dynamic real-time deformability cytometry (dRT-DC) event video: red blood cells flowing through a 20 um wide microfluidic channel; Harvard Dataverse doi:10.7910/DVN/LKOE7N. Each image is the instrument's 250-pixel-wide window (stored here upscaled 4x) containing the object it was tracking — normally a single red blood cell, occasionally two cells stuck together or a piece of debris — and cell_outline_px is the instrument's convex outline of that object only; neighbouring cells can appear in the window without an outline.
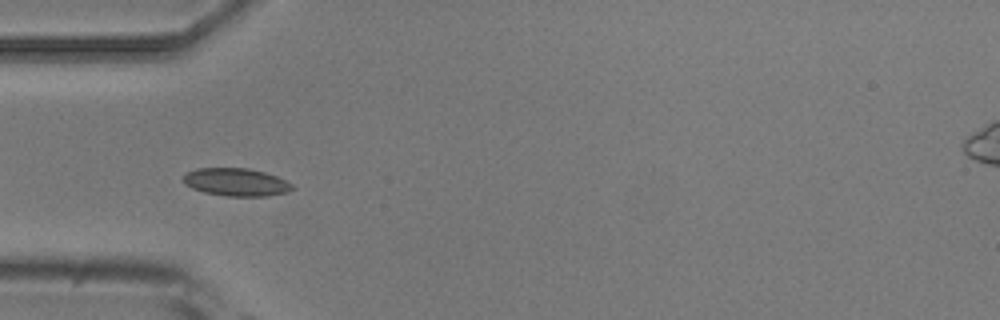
{"species": "common noctule bat (a hibernating species)", "species_latin": "Nyctalus noctula", "temperature_condition": "room temperature", "stored_images_in_passage": 5, "camera_frame_rate_fps": 3000, "um_per_image_px": 0.085, "animal": {"sex": "male", "body_mass_g": 20.5, "forearm_length_mm": 52.5}, "frame": {"image": 1, "passage_image": 4, "time_ms": 3.667, "image_size_px": [1000, 320], "cell_outline_px": [[296, 188], [288, 192], [268, 196], [224, 196], [204, 192], [192, 188], [184, 184], [184, 176], [188, 172], [196, 168], [248, 168], [264, 172], [276, 176], [292, 184]], "centroid_in_image_um": [20.09, 15.49], "position_along_channel_um": 64.9, "area_um2": 17.69}}
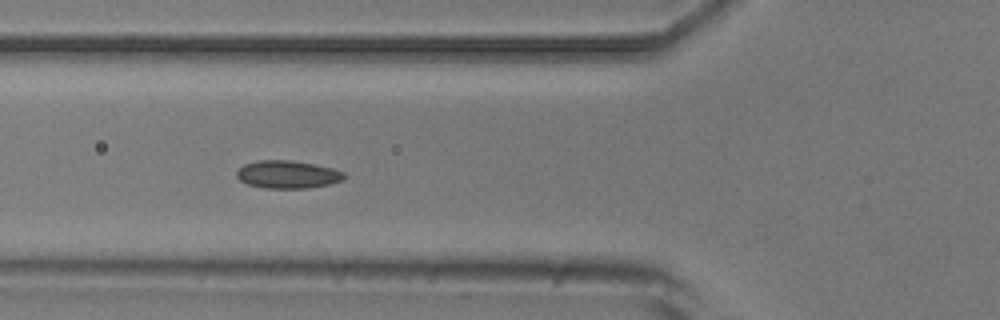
{"frame": {"image": 2, "passage_image": 5, "time_ms": 4.667, "image_size_px": [1000, 320], "cell_outline_px": [[344, 180], [328, 184], [308, 188], [264, 188], [248, 184], [240, 180], [236, 176], [236, 172], [244, 164], [260, 160], [288, 160], [312, 164], [332, 168], [344, 172]], "centroid_in_image_um": [24.43, 14.83], "position_along_channel_um": 101.4, "area_um2": 17.22}}